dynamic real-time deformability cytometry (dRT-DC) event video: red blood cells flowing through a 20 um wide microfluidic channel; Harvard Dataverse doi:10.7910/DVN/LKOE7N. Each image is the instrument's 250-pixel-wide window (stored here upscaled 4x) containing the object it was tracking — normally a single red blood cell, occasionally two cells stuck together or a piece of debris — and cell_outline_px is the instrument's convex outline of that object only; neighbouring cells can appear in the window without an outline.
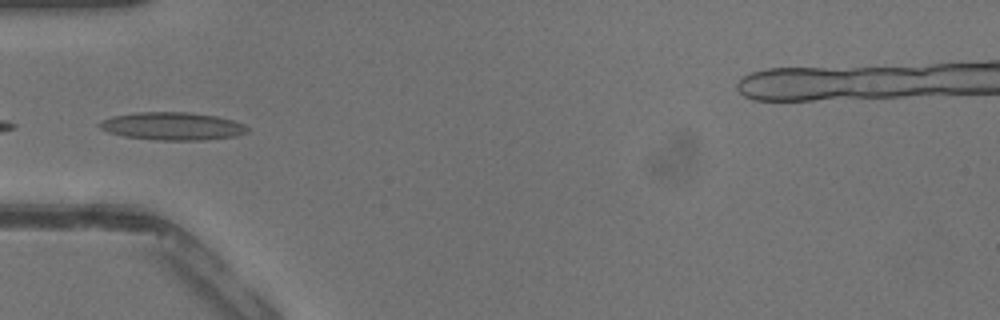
{"species": "common noctule bat (a hibernating species)", "species_latin": "Nyctalus noctula", "temperature_condition": "warm", "stored_images_in_passage": 30, "camera_frame_rate_fps": 3000, "um_per_image_px": 0.085, "animal": {"sex": "male", "body_mass_g": 13.3}, "frame": {"image": 1, "passage_image": 13, "time_ms": 4.0, "image_size_px": [1000, 320], "cell_outline_px": [[248, 132], [236, 136], [200, 140], [156, 140], [124, 136], [108, 132], [100, 128], [96, 124], [100, 120], [112, 116], [136, 112], [188, 112], [216, 116], [232, 120], [244, 124], [248, 128]], "centroid_in_image_um": [14.61, 10.72], "position_along_channel_um": 70.4, "area_um2": 24.04}}
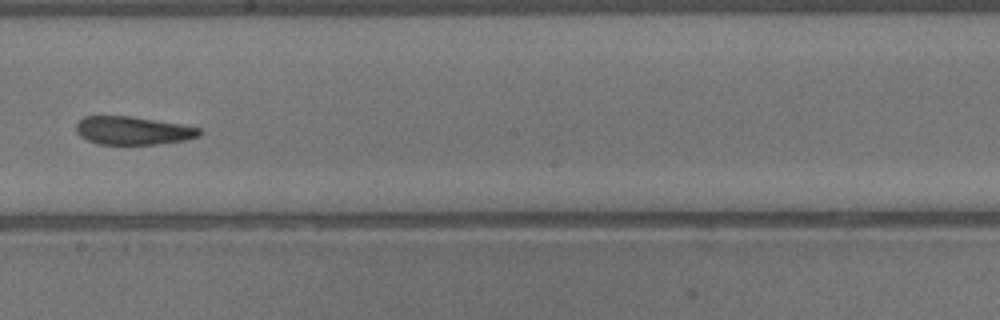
{"frame": {"image": 2, "passage_image": 23, "time_ms": 7.333, "image_size_px": [1000, 320], "cell_outline_px": [[204, 132], [200, 136], [184, 140], [156, 144], [100, 144], [88, 140], [80, 136], [76, 132], [76, 124], [84, 116], [132, 116], [184, 124], [200, 128]], "centroid_in_image_um": [11.34, 11.09], "position_along_channel_um": 236.9, "area_um2": 20.4}}
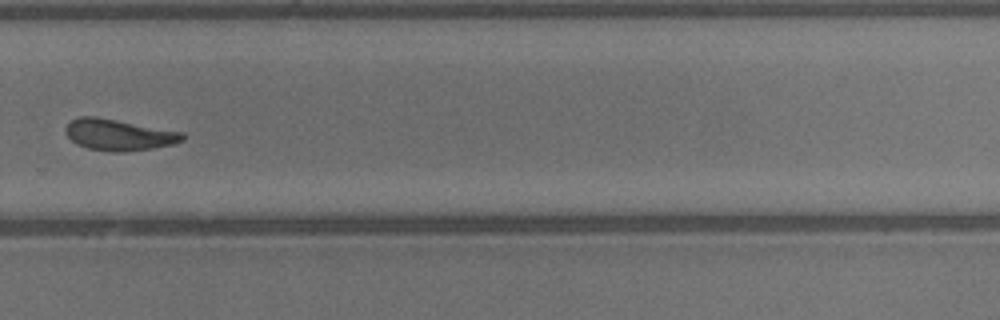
{"frame": {"image": 3, "passage_image": 28, "time_ms": 9.0, "image_size_px": [1000, 320], "cell_outline_px": [[184, 140], [172, 144], [152, 148], [124, 152], [112, 152], [88, 148], [76, 144], [68, 136], [64, 128], [72, 120], [80, 116], [96, 116], [184, 132]], "centroid_in_image_um": [10.1, 11.45], "position_along_channel_um": 319.7, "area_um2": 21.27}}